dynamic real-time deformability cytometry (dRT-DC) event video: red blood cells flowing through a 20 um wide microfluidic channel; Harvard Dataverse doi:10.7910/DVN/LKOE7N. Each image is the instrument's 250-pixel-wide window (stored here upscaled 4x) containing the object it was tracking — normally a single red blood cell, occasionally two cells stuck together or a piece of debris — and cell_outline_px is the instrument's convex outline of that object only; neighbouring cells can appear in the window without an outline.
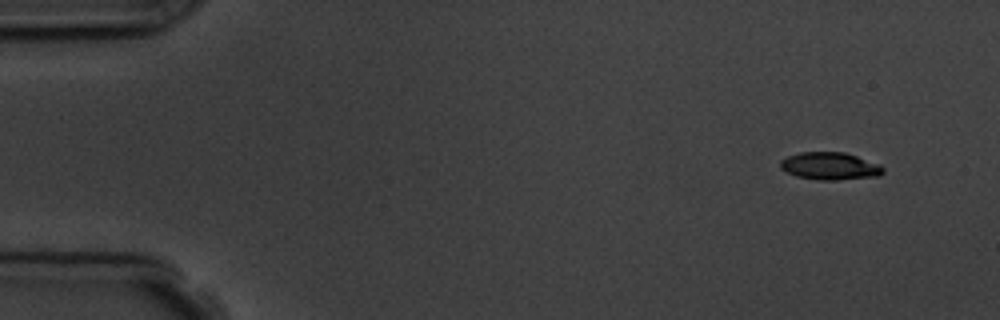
{"species": "common noctule bat (a hibernating species)", "species_latin": "Nyctalus noctula", "temperature_condition": "room temperature", "stored_images_in_passage": 8, "camera_frame_rate_fps": 3000, "um_per_image_px": 0.085, "animal": {"sex": "male", "body_mass_g": 19.5, "forearm_length_mm": 54.6}, "frame": {"image": 1, "passage_image": 1, "time_ms": 0.0, "image_size_px": [1000, 320], "cell_outline_px": [[884, 172], [880, 176], [836, 180], [820, 180], [796, 176], [780, 168], [780, 160], [788, 156], [800, 152], [844, 152], [880, 164], [884, 168]], "centroid_in_image_um": [70.56, 14.12], "position_along_channel_um": 14.4, "area_um2": 16.47}}
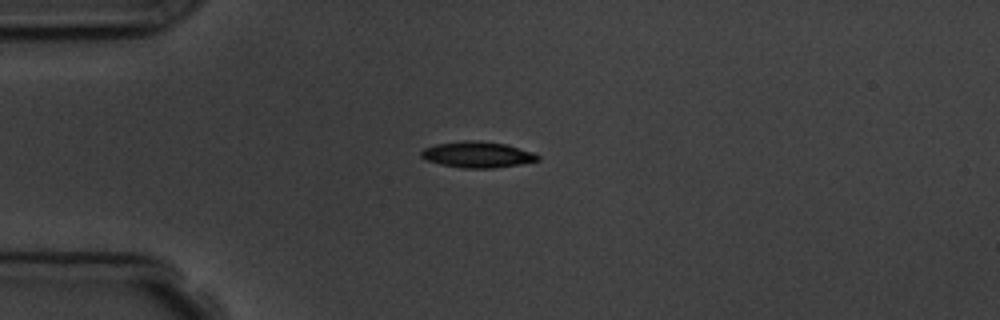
{"frame": {"image": 2, "passage_image": 4, "time_ms": 3.333, "image_size_px": [1000, 320], "cell_outline_px": [[540, 160], [520, 164], [492, 168], [464, 168], [440, 164], [428, 160], [420, 156], [420, 152], [424, 148], [436, 144], [464, 140], [476, 140], [504, 144], [532, 152], [540, 156]], "centroid_in_image_um": [40.57, 13.14], "position_along_channel_um": 44.4, "area_um2": 17.51}}